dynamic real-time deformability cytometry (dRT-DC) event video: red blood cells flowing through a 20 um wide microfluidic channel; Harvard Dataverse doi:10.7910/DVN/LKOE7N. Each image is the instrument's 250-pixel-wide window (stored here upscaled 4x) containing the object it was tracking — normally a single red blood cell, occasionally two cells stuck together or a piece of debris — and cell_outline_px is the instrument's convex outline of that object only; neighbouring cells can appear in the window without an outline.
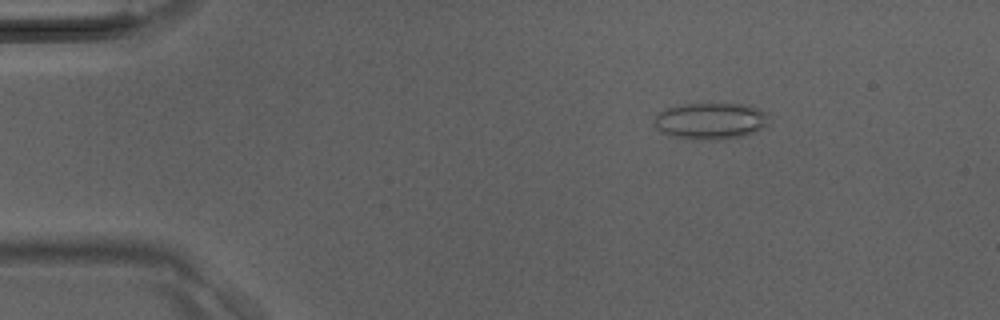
{"species": "Egyptian fruit bat (a non-hibernating species)", "species_latin": "Rousettus aegyptiacus", "temperature_condition": "room temperature", "stored_images_in_passage": 35, "camera_frame_rate_fps": 3000, "um_per_image_px": 0.085, "animal": {"sex": "male"}, "frame": {"image": 1, "passage_image": 1, "time_ms": 0.0, "image_size_px": [1000, 320], "cell_outline_px": [[768, 116], [764, 124], [756, 132], [744, 136], [728, 140], [696, 140], [668, 136], [660, 132], [652, 124], [652, 120], [664, 108], [680, 104], [740, 104], [756, 108], [768, 112]], "centroid_in_image_um": [60.32, 10.31], "position_along_channel_um": 24.7, "area_um2": 24.85}}
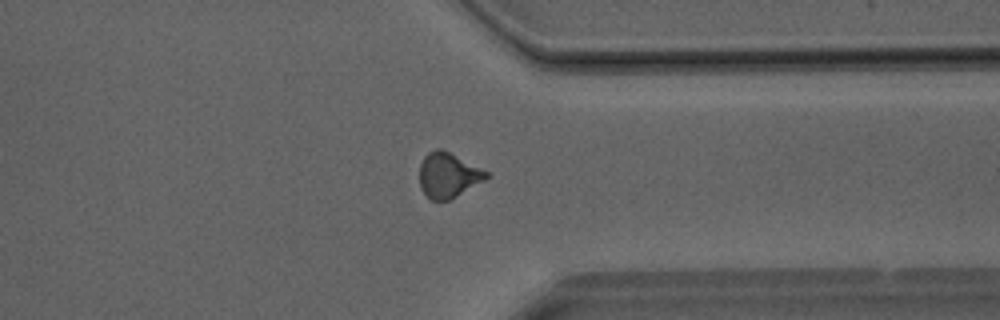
{"frame": {"image": 2, "passage_image": 26, "time_ms": 8.333, "image_size_px": [1000, 320], "cell_outline_px": [[488, 176], [484, 180], [456, 196], [448, 200], [432, 200], [420, 188], [420, 164], [424, 156], [428, 152], [436, 148], [440, 148], [488, 172]], "centroid_in_image_um": [38.06, 14.88], "position_along_channel_um": 373.3, "area_um2": 17.05}}
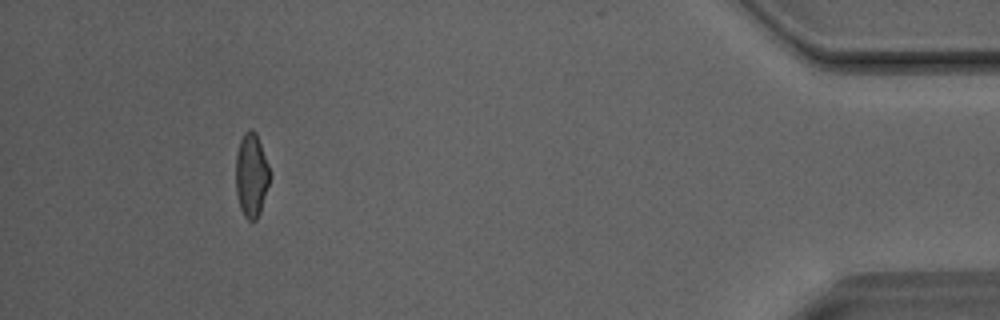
{"frame": {"image": 3, "passage_image": 32, "time_ms": 10.333, "image_size_px": [1000, 320], "cell_outline_px": [[272, 172], [260, 212], [256, 220], [248, 220], [244, 216], [240, 208], [236, 192], [236, 156], [240, 140], [244, 132], [248, 128], [252, 128], [256, 132]], "centroid_in_image_um": [21.38, 14.85], "position_along_channel_um": 413.8, "area_um2": 16.82}}